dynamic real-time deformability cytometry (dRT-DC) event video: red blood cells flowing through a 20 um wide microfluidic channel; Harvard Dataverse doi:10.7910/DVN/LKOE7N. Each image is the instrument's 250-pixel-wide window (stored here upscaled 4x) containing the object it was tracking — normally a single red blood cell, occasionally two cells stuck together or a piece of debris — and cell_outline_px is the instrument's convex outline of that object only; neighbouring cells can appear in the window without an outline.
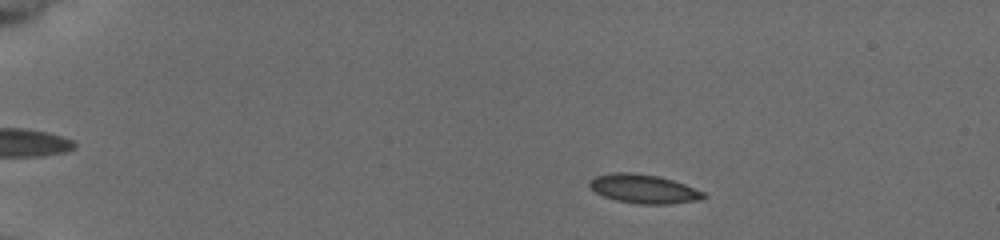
{"species": "common noctule bat (a hibernating species)", "species_latin": "Nyctalus noctula", "temperature_condition": "cold", "stored_images_in_passage": 54, "camera_frame_rate_fps": 3000, "um_per_image_px": 0.085, "animal": {"sex": "female", "body_mass_g": 19.5, "forearm_length_mm": 54.1}, "frame": {"image": 1, "passage_image": 9, "time_ms": 2.667, "image_size_px": [1000, 240], "cell_outline_px": [[708, 196], [700, 200], [668, 204], [640, 204], [616, 200], [604, 196], [596, 192], [588, 184], [596, 176], [616, 172], [628, 172], [656, 176], [672, 180], [684, 184], [704, 192]], "centroid_in_image_um": [54.75, 16.06], "position_along_channel_um": 30.3, "area_um2": 18.9}}
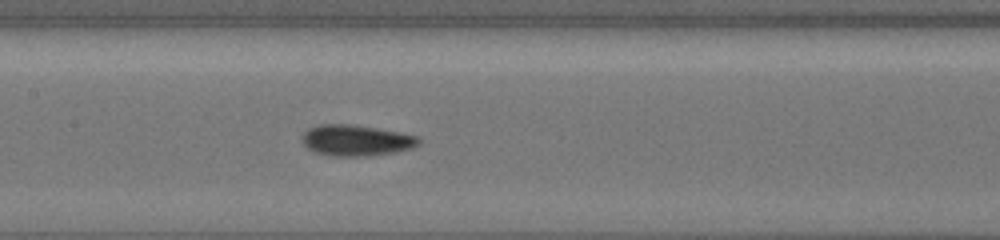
{"frame": {"image": 2, "passage_image": 28, "time_ms": 9.0, "image_size_px": [1000, 240], "cell_outline_px": [[420, 144], [412, 148], [396, 152], [368, 156], [332, 156], [312, 152], [304, 144], [304, 132], [308, 128], [320, 124], [348, 124], [376, 128], [400, 132], [420, 136]], "centroid_in_image_um": [30.31, 11.94], "position_along_channel_um": 177.1, "area_um2": 21.15}}
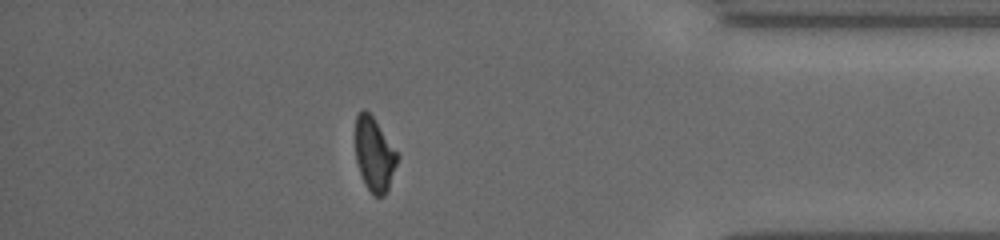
{"frame": {"image": 3, "passage_image": 48, "time_ms": 15.667, "image_size_px": [1000, 240], "cell_outline_px": [[400, 156], [388, 188], [384, 196], [372, 196], [364, 184], [356, 160], [356, 116], [364, 108], [372, 116]], "centroid_in_image_um": [31.82, 13.16], "position_along_channel_um": 403.4, "area_um2": 17.92}, "authors_computed_cell_mechanics": {"area_um2": 19.5653, "velocity_mm_per_s": 3.7786, "shape_relaxation_time_tau1_ms": 5.0129, "shape_relaxation_time_tau2_ms": 2.44, "deformation_change_tau1": 0.1253, "deformation_change_tau2": 0.0579}}